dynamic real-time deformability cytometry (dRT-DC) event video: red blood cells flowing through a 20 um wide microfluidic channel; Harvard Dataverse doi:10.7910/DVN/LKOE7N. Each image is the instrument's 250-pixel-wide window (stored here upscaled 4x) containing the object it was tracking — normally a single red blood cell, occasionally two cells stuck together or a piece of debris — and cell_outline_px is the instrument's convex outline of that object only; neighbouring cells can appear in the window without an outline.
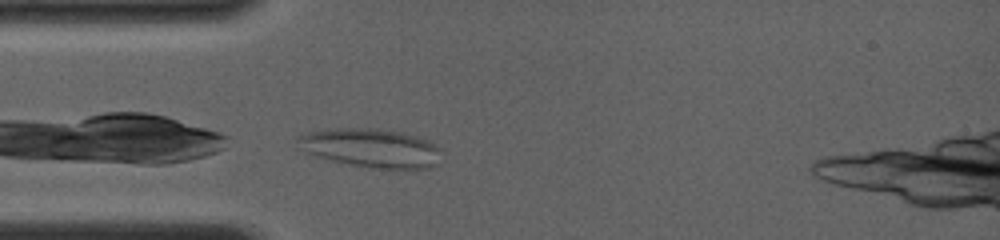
{"species": "common noctule bat (a hibernating species)", "species_latin": "Nyctalus noctula", "temperature_condition": "room temperature", "stored_images_in_passage": 21, "camera_frame_rate_fps": 4000, "um_per_image_px": 0.085, "animal": {"sex": "female", "body_mass_g": 19.0, "forearm_length_mm": 56.7}, "frame": {"image": 1, "passage_image": 1, "time_ms": 0.0, "image_size_px": [1000, 240], "cell_outline_px": [[440, 148], [436, 164], [428, 168], [372, 168], [332, 160], [316, 156], [304, 152], [300, 148], [296, 136], [308, 132], [328, 128], [376, 128], [400, 132], [416, 136], [428, 140]], "centroid_in_image_um": [31.48, 12.56], "position_along_channel_um": 53.5, "area_um2": 32.25}}
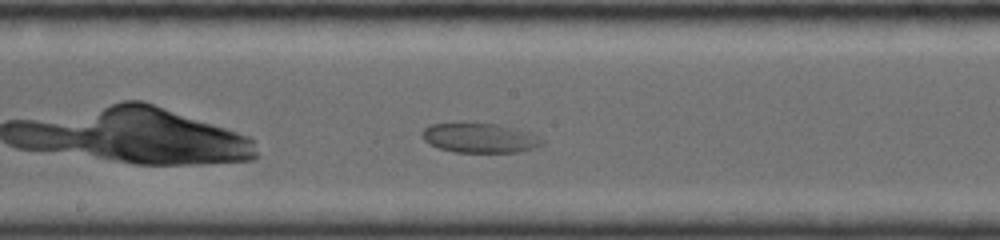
{"frame": {"image": 2, "passage_image": 9, "time_ms": 4.0, "image_size_px": [1000, 240], "cell_outline_px": [[544, 144], [520, 152], [456, 152], [440, 148], [428, 144], [420, 136], [420, 132], [428, 124], [496, 124], [532, 132], [544, 136]], "centroid_in_image_um": [40.82, 11.73], "position_along_channel_um": 207.4, "area_um2": 20.81}}
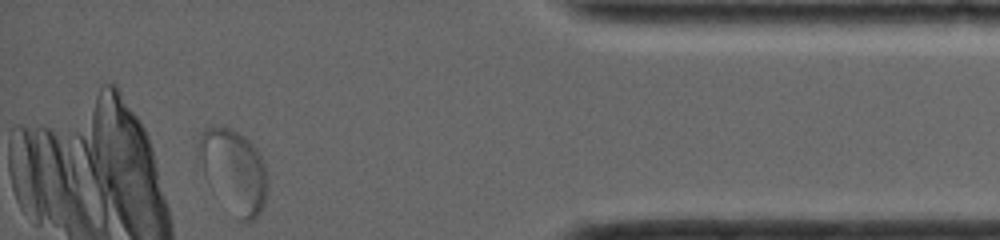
{"frame": {"image": 3, "passage_image": 21, "time_ms": 10.0, "image_size_px": [1000, 240], "cell_outline_px": [[264, 200], [260, 212], [248, 224], [240, 220], [204, 172], [196, 148], [196, 144], [200, 132], [204, 128], [232, 128], [244, 136], [256, 148], [264, 164]], "centroid_in_image_um": [19.84, 14.44], "position_along_channel_um": 415.4, "area_um2": 31.5}}